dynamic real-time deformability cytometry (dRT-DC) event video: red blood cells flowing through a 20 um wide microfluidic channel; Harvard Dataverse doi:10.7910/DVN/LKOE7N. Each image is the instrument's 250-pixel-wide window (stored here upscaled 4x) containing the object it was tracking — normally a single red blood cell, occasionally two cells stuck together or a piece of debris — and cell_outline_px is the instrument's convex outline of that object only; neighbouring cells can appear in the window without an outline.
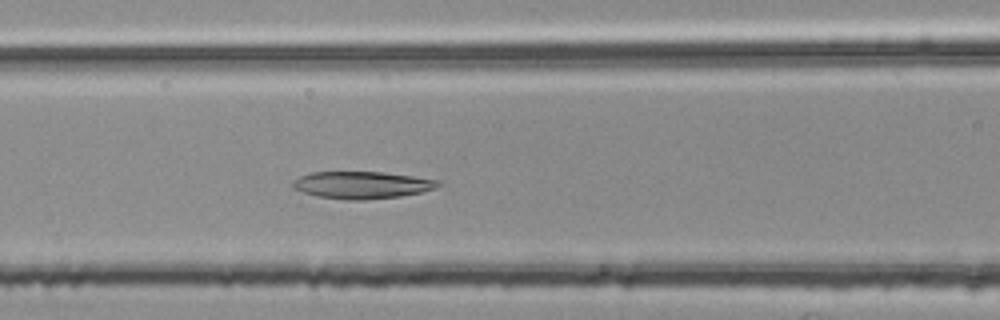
{"species": "common noctule bat (a hibernating species)", "species_latin": "Nyctalus noctula", "temperature_condition": "room temperature", "stored_images_in_passage": 51, "camera_frame_rate_fps": 3000, "um_per_image_px": 0.085, "animal": {"sex": "female", "body_mass_g": 25.1}, "frame": {"image": 1, "passage_image": 22, "time_ms": 7.0, "image_size_px": [1000, 320], "cell_outline_px": [[444, 184], [436, 188], [420, 192], [400, 196], [364, 200], [344, 200], [316, 196], [292, 188], [292, 180], [300, 176], [312, 172], [384, 172], [440, 180]], "centroid_in_image_um": [30.77, 15.72], "position_along_channel_um": 135.8, "area_um2": 23.18}}
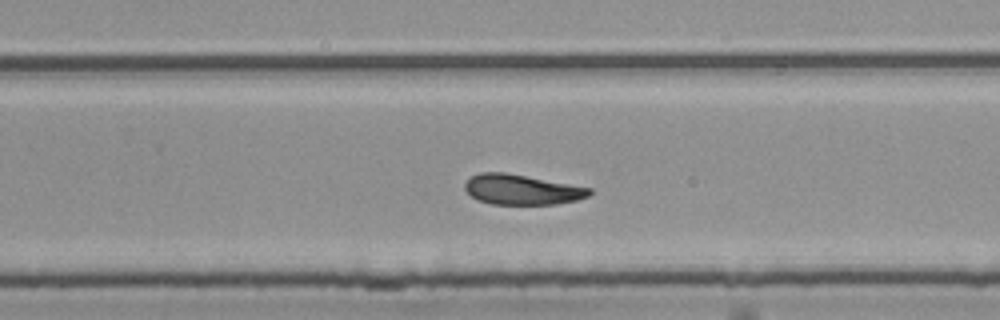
{"frame": {"image": 2, "passage_image": 34, "time_ms": 11.0, "image_size_px": [1000, 320], "cell_outline_px": [[592, 192], [588, 196], [576, 200], [556, 204], [492, 204], [480, 200], [472, 196], [464, 188], [464, 184], [472, 176], [480, 172], [504, 172], [592, 188]], "centroid_in_image_um": [44.36, 16.11], "position_along_channel_um": 285.4, "area_um2": 21.62}}
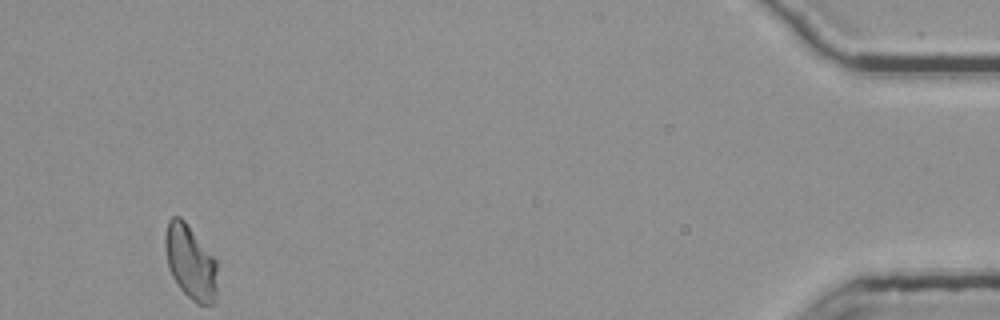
{"frame": {"image": 3, "passage_image": 51, "time_ms": 16.667, "image_size_px": [1000, 320], "cell_outline_px": [[216, 300], [212, 304], [196, 304], [180, 288], [172, 276], [168, 264], [164, 244], [164, 236], [168, 220], [172, 216], [180, 216], [184, 220], [216, 260]], "centroid_in_image_um": [16.17, 22.28], "position_along_channel_um": 419.0, "area_um2": 22.37}}